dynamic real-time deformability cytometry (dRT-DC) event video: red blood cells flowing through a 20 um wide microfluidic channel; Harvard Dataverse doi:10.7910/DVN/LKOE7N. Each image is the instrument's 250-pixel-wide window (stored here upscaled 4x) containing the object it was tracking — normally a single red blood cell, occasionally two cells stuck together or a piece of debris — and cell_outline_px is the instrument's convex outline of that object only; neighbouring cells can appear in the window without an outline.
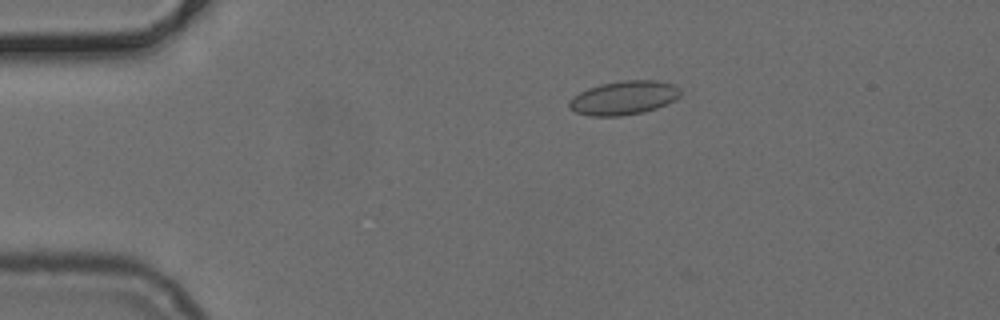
{"species": "common noctule bat (a hibernating species)", "species_latin": "Nyctalus noctula", "temperature_condition": "cold", "stored_images_in_passage": 5, "camera_frame_rate_fps": 3000, "um_per_image_px": 0.085, "animal": {"sex": "female", "body_mass_g": 24.6, "forearm_length_mm": 56.2}, "frame": {"image": 1, "passage_image": 2, "time_ms": 0.333, "image_size_px": [1000, 320], "cell_outline_px": [[680, 96], [656, 108], [644, 112], [620, 116], [588, 116], [576, 112], [568, 108], [568, 100], [572, 96], [588, 88], [600, 84], [624, 80], [656, 80], [676, 84], [680, 88]], "centroid_in_image_um": [52.99, 8.31], "position_along_channel_um": 32.0, "area_um2": 22.08}}